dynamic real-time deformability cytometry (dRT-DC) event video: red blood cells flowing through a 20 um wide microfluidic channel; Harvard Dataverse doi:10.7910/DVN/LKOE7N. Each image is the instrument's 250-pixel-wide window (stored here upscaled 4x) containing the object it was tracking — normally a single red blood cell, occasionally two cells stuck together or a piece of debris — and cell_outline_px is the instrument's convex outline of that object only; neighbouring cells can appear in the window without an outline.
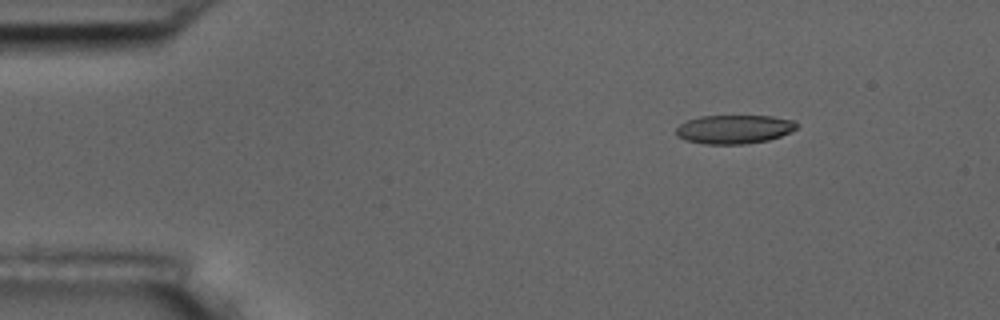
{"species": "common noctule bat (a hibernating species)", "species_latin": "Nyctalus noctula", "temperature_condition": "room temperature", "stored_images_in_passage": 49, "camera_frame_rate_fps": 3000, "um_per_image_px": 0.085, "animal": {"sex": "male", "body_mass_g": 17.5, "forearm_length_mm": 52.3}, "frame": {"image": 1, "passage_image": 1, "time_ms": 0.0, "image_size_px": [1000, 320], "cell_outline_px": [[800, 124], [792, 132], [768, 140], [744, 144], [704, 144], [684, 140], [676, 136], [676, 128], [680, 124], [688, 120], [700, 116], [772, 116], [796, 120]], "centroid_in_image_um": [62.43, 10.98], "position_along_channel_um": 22.6, "area_um2": 20.46}}
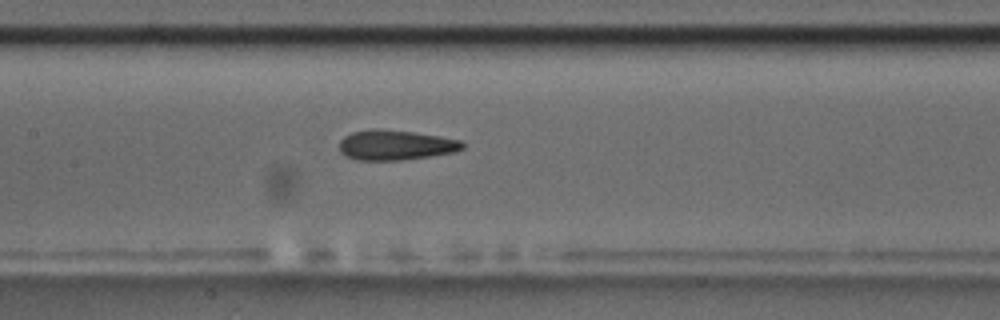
{"frame": {"image": 2, "passage_image": 20, "time_ms": 6.333, "image_size_px": [1000, 320], "cell_outline_px": [[464, 148], [452, 152], [428, 156], [400, 160], [356, 160], [340, 152], [340, 140], [344, 136], [352, 132], [372, 128], [380, 128], [412, 132], [440, 136], [460, 140], [464, 144]], "centroid_in_image_um": [33.59, 12.31], "position_along_channel_um": 173.8, "area_um2": 21.44}}
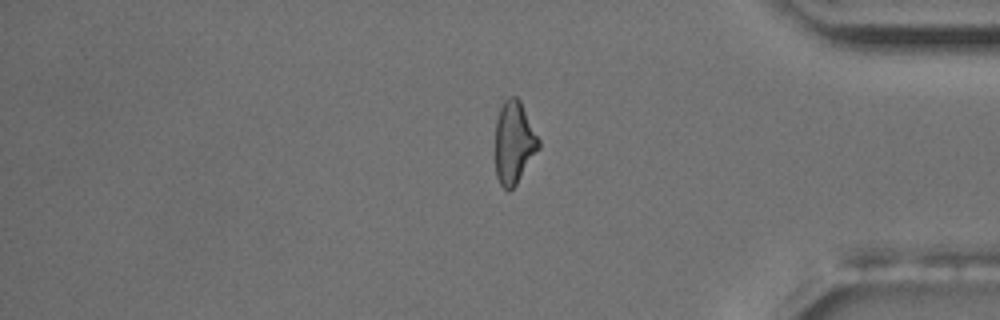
{"frame": {"image": 3, "passage_image": 40, "time_ms": 13.0, "image_size_px": [1000, 320], "cell_outline_px": [[540, 148], [516, 184], [508, 192], [500, 184], [496, 176], [496, 120], [500, 108], [504, 100], [508, 96], [516, 96], [520, 100], [540, 140]], "centroid_in_image_um": [43.7, 12.11], "position_along_channel_um": 391.5, "area_um2": 20.87}, "authors_computed_cell_mechanics": {"area_um2": 21.4438, "velocity_mm_per_s": 3.6088, "shape_relaxation_time_tau1_ms": 7.5413, "shape_relaxation_time_tau2_ms": 2.5909, "deformation_change_tau1": 0.2176, "deformation_change_tau2": 0.1376}}